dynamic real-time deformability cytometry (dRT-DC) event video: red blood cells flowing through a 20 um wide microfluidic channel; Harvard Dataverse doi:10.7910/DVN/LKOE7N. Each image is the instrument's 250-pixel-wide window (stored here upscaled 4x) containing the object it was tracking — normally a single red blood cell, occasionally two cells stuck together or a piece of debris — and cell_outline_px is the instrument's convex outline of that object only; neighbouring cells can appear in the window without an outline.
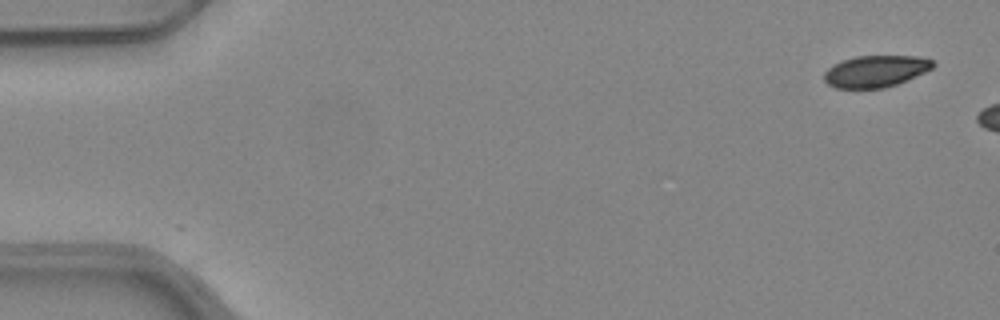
{"species": "common noctule bat (a hibernating species)", "species_latin": "Nyctalus noctula", "temperature_condition": "warm", "stored_images_in_passage": 5, "camera_frame_rate_fps": 3000, "um_per_image_px": 0.085, "animal": {"sex": "female", "body_mass_g": 24.6, "forearm_length_mm": 56.2}, "frame": {"image": 1, "passage_image": 1, "time_ms": 0.0, "image_size_px": [1000, 320], "cell_outline_px": [[936, 64], [932, 68], [924, 72], [896, 84], [884, 88], [836, 88], [828, 84], [824, 80], [824, 72], [832, 64], [856, 56], [920, 56], [932, 60]], "centroid_in_image_um": [74.41, 6.05], "position_along_channel_um": 10.6, "area_um2": 20.0}}